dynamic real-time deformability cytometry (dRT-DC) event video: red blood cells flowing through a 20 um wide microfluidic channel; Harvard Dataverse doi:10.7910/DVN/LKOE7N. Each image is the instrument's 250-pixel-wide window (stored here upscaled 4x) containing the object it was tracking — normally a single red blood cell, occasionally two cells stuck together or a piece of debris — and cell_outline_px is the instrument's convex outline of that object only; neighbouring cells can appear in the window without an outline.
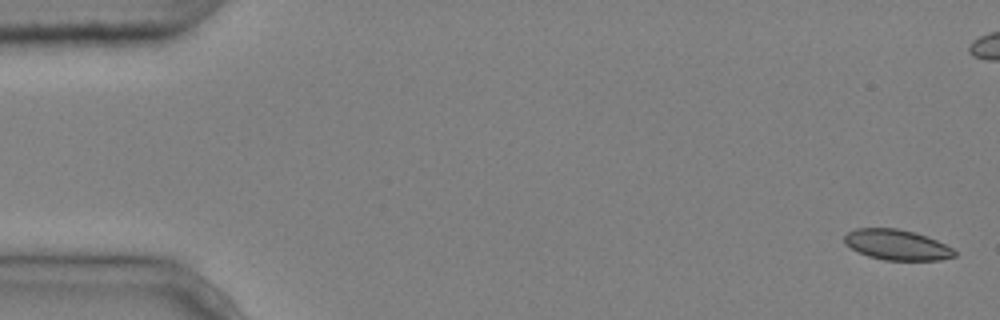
{"species": "common noctule bat (a hibernating species)", "species_latin": "Nyctalus noctula", "temperature_condition": "cold", "stored_images_in_passage": 6, "camera_frame_rate_fps": 3000, "um_per_image_px": 0.085, "animal": {"sex": "male", "body_mass_g": 20.4}, "frame": {"image": 1, "passage_image": 1, "time_ms": 0.0, "image_size_px": [1000, 320], "cell_outline_px": [[956, 256], [940, 260], [884, 260], [868, 256], [844, 244], [844, 236], [848, 232], [856, 228], [896, 228], [912, 232], [936, 240], [952, 248], [956, 252]], "centroid_in_image_um": [76.22, 20.81], "position_along_channel_um": 8.8, "area_um2": 19.31}}
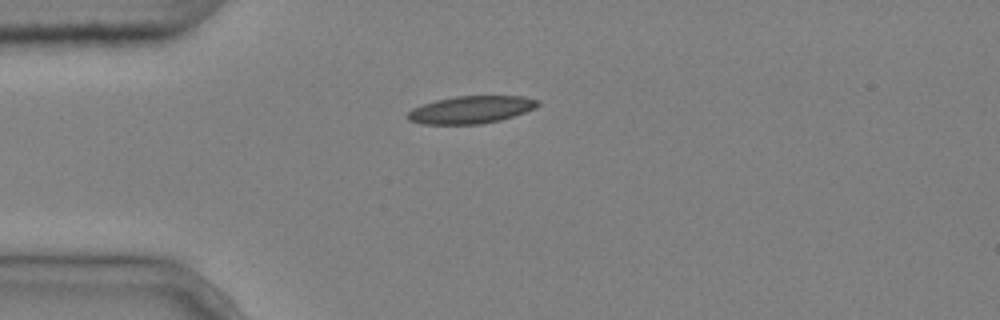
{"frame": {"image": 2, "passage_image": 6, "time_ms": 1.667, "image_size_px": [1000, 320], "cell_outline_px": [[540, 104], [536, 108], [500, 120], [480, 124], [420, 124], [408, 120], [408, 112], [412, 108], [436, 100], [456, 96], [524, 96], [540, 100]], "centroid_in_image_um": [40.05, 9.32], "position_along_channel_um": 45.0, "area_um2": 20.81}}